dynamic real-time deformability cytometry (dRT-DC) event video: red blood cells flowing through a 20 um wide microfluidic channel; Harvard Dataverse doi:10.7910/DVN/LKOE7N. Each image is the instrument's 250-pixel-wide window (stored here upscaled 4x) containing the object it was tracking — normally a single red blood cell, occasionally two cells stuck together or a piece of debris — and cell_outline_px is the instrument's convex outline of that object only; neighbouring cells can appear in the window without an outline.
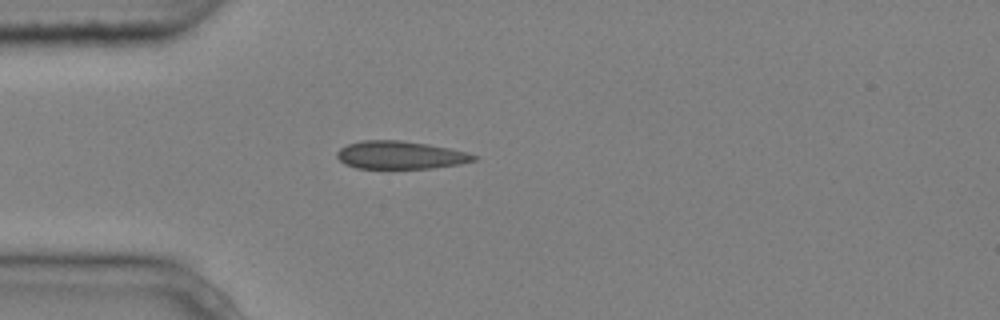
{"species": "common noctule bat (a hibernating species)", "species_latin": "Nyctalus noctula", "temperature_condition": "cold", "stored_images_in_passage": 5, "camera_frame_rate_fps": 3000, "um_per_image_px": 0.085, "animal": {"sex": "male", "body_mass_g": 20.4}, "frame": {"image": 1, "passage_image": 5, "time_ms": 1.333, "image_size_px": [1000, 320], "cell_outline_px": [[476, 160], [460, 164], [432, 168], [356, 168], [344, 164], [336, 156], [336, 152], [340, 148], [348, 144], [364, 140], [400, 140], [428, 144], [468, 152], [476, 156]], "centroid_in_image_um": [34.01, 13.18], "position_along_channel_um": 51.0, "area_um2": 22.2}}